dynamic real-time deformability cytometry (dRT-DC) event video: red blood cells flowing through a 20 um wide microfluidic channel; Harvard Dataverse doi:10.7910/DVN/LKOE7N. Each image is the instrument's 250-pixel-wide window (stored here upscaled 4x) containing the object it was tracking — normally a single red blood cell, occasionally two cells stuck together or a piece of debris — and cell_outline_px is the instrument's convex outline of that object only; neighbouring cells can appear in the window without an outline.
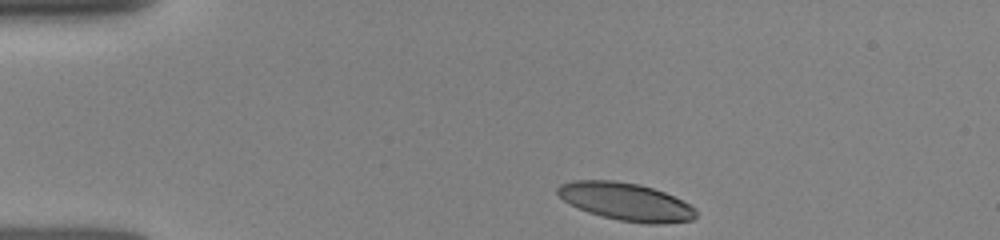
{"species": "human", "species_latin": "Homo sapiens", "temperature_condition": "room temperature", "stored_images_in_passage": 34, "camera_frame_rate_fps": 3000, "um_per_image_px": 0.085, "donor": {"sex": "female"}, "frame": {"image": 1, "passage_image": 1, "time_ms": 0.0, "image_size_px": [1000, 240], "cell_outline_px": [[696, 216], [692, 220], [664, 224], [648, 224], [620, 220], [588, 212], [564, 200], [556, 192], [556, 188], [560, 184], [572, 180], [612, 180], [640, 184], [664, 192], [696, 208]], "centroid_in_image_um": [53.21, 17.14], "position_along_channel_um": 31.8, "area_um2": 30.17}}
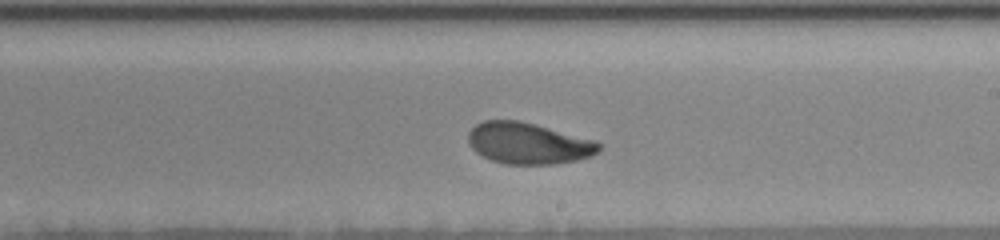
{"frame": {"image": 2, "passage_image": 19, "time_ms": 6.667, "image_size_px": [1000, 240], "cell_outline_px": [[600, 152], [592, 156], [576, 160], [556, 164], [504, 164], [492, 160], [476, 152], [468, 144], [468, 132], [476, 124], [484, 120], [516, 120], [596, 140], [600, 144]], "centroid_in_image_um": [44.9, 12.19], "position_along_channel_um": 244.1, "area_um2": 31.39}}
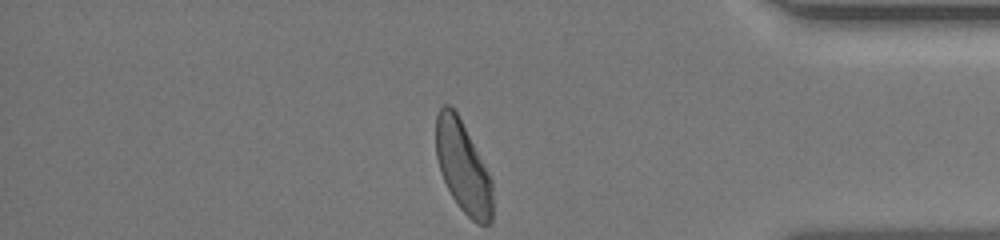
{"frame": {"image": 3, "passage_image": 34, "time_ms": 11.0, "image_size_px": [1000, 240], "cell_outline_px": [[492, 220], [488, 224], [476, 224], [460, 208], [452, 196], [440, 172], [436, 156], [436, 116], [440, 108], [444, 104], [448, 104], [456, 112], [488, 172], [492, 180]], "centroid_in_image_um": [39.34, 14.23], "position_along_channel_um": 395.9, "area_um2": 29.71}}